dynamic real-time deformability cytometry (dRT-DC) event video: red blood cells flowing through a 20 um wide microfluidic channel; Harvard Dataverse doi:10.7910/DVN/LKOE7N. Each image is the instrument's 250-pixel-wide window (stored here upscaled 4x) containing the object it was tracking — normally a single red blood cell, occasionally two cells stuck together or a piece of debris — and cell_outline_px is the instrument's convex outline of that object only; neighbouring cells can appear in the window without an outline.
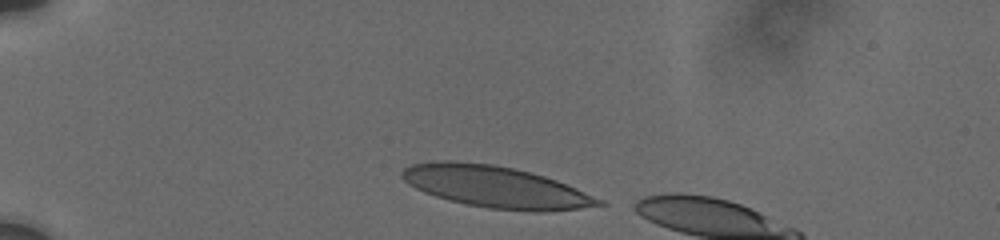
{"species": "human", "species_latin": "Homo sapiens", "temperature_condition": "cold", "stored_images_in_passage": 3, "camera_frame_rate_fps": 3000, "um_per_image_px": 0.085, "donor": {"sex": "male"}, "frame": {"image": 1, "passage_image": 1, "time_ms": 0.0, "image_size_px": [1000, 240], "cell_outline_px": [[608, 204], [580, 208], [544, 212], [532, 212], [488, 208], [468, 204], [436, 196], [424, 192], [408, 184], [400, 176], [400, 172], [404, 168], [412, 164], [440, 160], [452, 160], [492, 164], [512, 168], [544, 176], [556, 180], [576, 188], [604, 200]], "centroid_in_image_um": [42.14, 15.88], "position_along_channel_um": 42.9, "area_um2": 47.57}}